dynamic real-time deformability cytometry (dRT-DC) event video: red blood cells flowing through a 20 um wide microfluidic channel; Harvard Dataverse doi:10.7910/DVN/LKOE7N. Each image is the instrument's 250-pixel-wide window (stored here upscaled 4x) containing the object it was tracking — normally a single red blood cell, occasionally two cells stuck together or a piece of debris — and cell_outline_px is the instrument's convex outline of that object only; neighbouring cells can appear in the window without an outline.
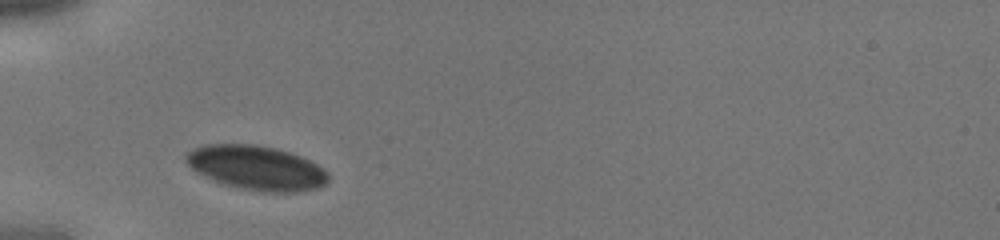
{"species": "human", "species_latin": "Homo sapiens", "temperature_condition": "cold", "stored_images_in_passage": 9, "camera_frame_rate_fps": 3000, "um_per_image_px": 0.085, "donor": {"sex": "male"}, "frame": {"image": 1, "passage_image": 1, "time_ms": 0.0, "image_size_px": [1000, 240], "cell_outline_px": [[328, 180], [324, 184], [316, 188], [296, 192], [264, 192], [240, 188], [224, 184], [212, 180], [196, 172], [184, 160], [184, 156], [192, 148], [204, 144], [252, 144], [276, 148], [300, 156], [324, 168], [328, 172]], "centroid_in_image_um": [21.76, 14.26], "position_along_channel_um": 63.2, "area_um2": 36.76}}
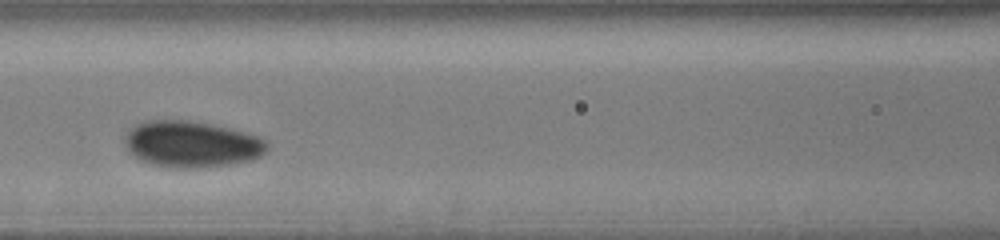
{"frame": {"image": 2, "passage_image": 4, "time_ms": 1.0, "image_size_px": [1000, 240], "cell_outline_px": [[268, 148], [260, 156], [248, 160], [228, 164], [200, 168], [164, 168], [140, 160], [128, 148], [124, 140], [124, 136], [136, 124], [148, 120], [188, 120], [212, 124], [244, 132], [268, 140]], "centroid_in_image_um": [16.28, 12.25], "position_along_channel_um": 150.3, "area_um2": 38.26}}
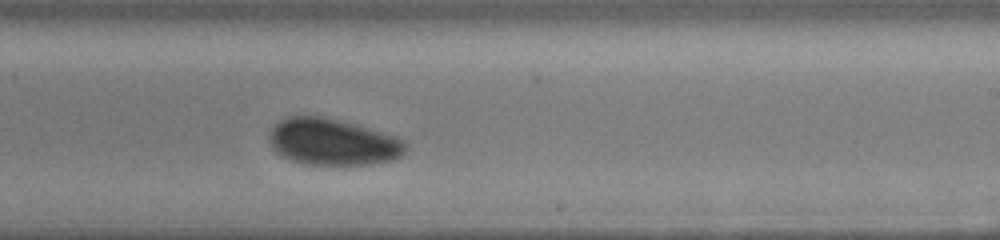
{"frame": {"image": 3, "passage_image": 9, "time_ms": 2.667, "image_size_px": [1000, 240], "cell_outline_px": [[408, 148], [396, 160], [368, 164], [304, 164], [288, 160], [280, 156], [268, 144], [268, 132], [280, 120], [288, 116], [320, 116], [372, 128], [396, 136], [404, 140]], "centroid_in_image_um": [28.26, 12.07], "position_along_channel_um": 260.7, "area_um2": 37.4}}